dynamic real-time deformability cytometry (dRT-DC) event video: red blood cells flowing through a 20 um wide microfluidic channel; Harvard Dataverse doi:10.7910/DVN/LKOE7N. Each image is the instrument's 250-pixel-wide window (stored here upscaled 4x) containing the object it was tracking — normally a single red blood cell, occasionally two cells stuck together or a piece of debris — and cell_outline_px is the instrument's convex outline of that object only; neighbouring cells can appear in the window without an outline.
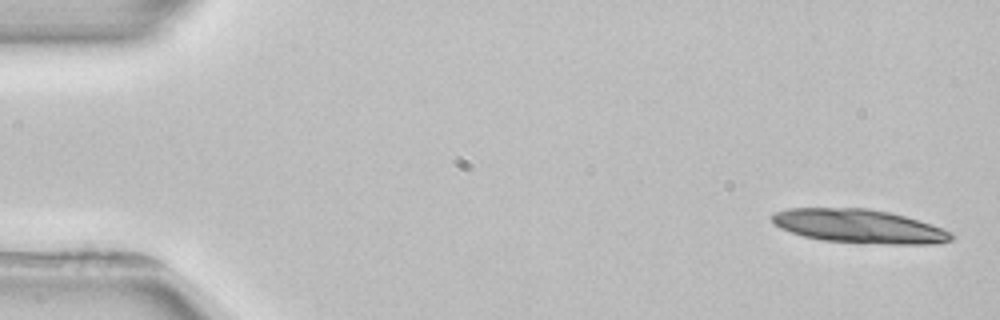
{"species": "common noctule bat (a hibernating species)", "species_latin": "Nyctalus noctula", "temperature_condition": "room temperature", "stored_images_in_passage": 4, "segment_of_instrument_passage": [2, 2], "camera_frame_rate_fps": 3000, "um_per_image_px": 0.085, "animal": {"sex": "female", "body_mass_g": 22.7, "forearm_length_mm": 54.2}, "frame": {"image": 1, "passage_image": 4, "time_ms": 4.333, "image_size_px": [1000, 320], "cell_outline_px": [[956, 236], [952, 240], [936, 244], [888, 244], [820, 240], [804, 236], [780, 228], [772, 224], [772, 216], [776, 212], [788, 208], [868, 208], [888, 212], [904, 216], [952, 232]], "centroid_in_image_um": [73.01, 19.23], "position_along_channel_um": 12.0, "area_um2": 35.03}}